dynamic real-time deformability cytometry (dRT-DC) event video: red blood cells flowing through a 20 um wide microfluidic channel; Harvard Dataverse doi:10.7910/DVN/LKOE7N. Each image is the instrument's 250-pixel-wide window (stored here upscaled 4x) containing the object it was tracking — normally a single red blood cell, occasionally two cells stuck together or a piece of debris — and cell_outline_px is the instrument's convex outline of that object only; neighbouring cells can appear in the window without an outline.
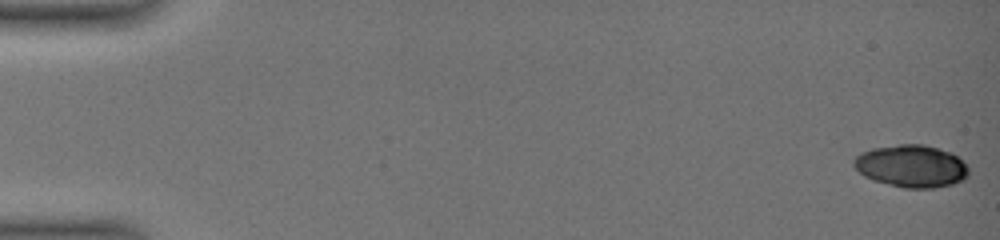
{"species": "common noctule bat (a hibernating species)", "species_latin": "Nyctalus noctula", "temperature_condition": "warm", "stored_images_in_passage": 50, "camera_frame_rate_fps": 3000, "um_per_image_px": 0.085, "animal": {"sex": "female", "body_mass_g": 19.0, "forearm_length_mm": 51.5}, "frame": {"image": 1, "passage_image": 1, "time_ms": 0.0, "image_size_px": [1000, 240], "cell_outline_px": [[968, 176], [964, 180], [952, 184], [932, 188], [904, 188], [876, 180], [864, 176], [852, 164], [852, 160], [860, 152], [872, 148], [900, 144], [924, 144], [952, 152], [968, 168]], "centroid_in_image_um": [77.46, 14.11], "position_along_channel_um": 7.5, "area_um2": 28.26}}
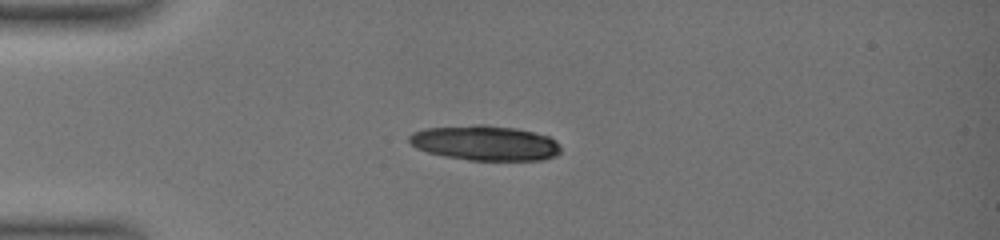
{"frame": {"image": 2, "passage_image": 15, "time_ms": 4.667, "image_size_px": [1000, 240], "cell_outline_px": [[560, 152], [556, 156], [544, 160], [468, 160], [444, 156], [428, 152], [416, 148], [408, 144], [408, 136], [412, 132], [424, 128], [476, 124], [484, 124], [516, 128], [548, 136], [556, 140], [560, 144]], "centroid_in_image_um": [41.2, 12.15], "position_along_channel_um": 43.8, "area_um2": 31.27}}